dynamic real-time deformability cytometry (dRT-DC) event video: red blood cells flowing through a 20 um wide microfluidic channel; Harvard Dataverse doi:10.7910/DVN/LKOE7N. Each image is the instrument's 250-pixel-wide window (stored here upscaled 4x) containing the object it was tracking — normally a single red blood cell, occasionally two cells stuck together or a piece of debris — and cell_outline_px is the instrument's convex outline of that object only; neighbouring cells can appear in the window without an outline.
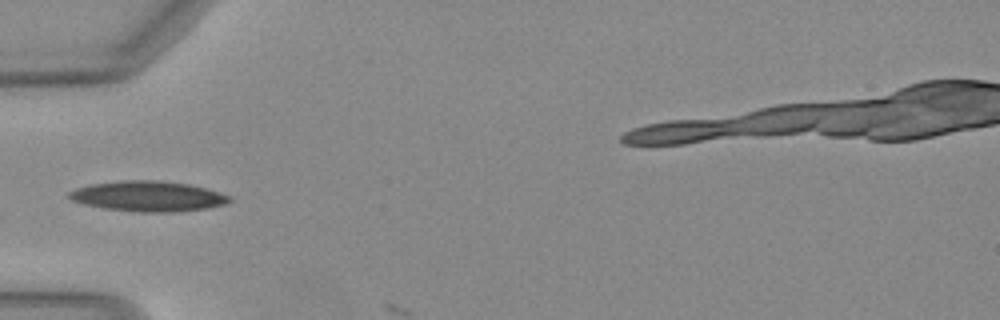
{"species": "Egyptian fruit bat (a non-hibernating species)", "species_latin": "Rousettus aegyptiacus", "temperature_condition": "warm", "stored_images_in_passage": 2, "camera_frame_rate_fps": 3000, "um_per_image_px": 0.085, "animal": {"sex": "female"}, "frame": {"image": 1, "passage_image": 1, "time_ms": 0.0, "image_size_px": [1000, 320], "cell_outline_px": [[232, 200], [228, 204], [208, 208], [176, 212], [140, 212], [104, 208], [84, 204], [72, 200], [68, 196], [68, 192], [76, 188], [92, 184], [124, 180], [160, 180], [188, 184], [204, 188], [232, 196]], "centroid_in_image_um": [12.62, 16.68], "position_along_channel_um": 72.4, "area_um2": 28.38}}